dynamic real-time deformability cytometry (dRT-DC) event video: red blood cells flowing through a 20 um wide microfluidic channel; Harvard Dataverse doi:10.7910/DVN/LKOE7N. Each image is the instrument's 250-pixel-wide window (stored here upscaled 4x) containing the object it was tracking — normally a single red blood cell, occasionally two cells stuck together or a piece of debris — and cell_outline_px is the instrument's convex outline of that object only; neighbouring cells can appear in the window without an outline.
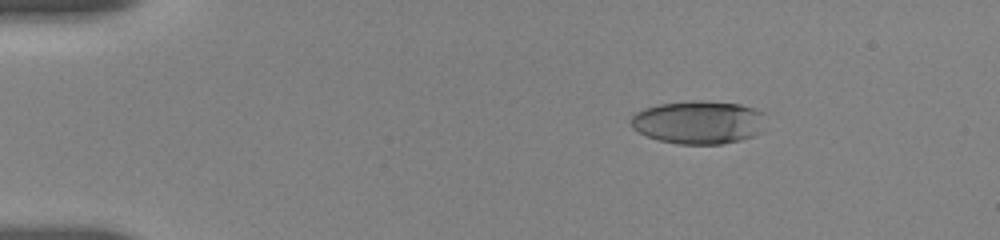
{"species": "human", "species_latin": "Homo sapiens", "temperature_condition": "room temperature", "stored_images_in_passage": 56, "camera_frame_rate_fps": 3000, "um_per_image_px": 0.085, "donor": {"sex": "female"}, "frame": {"image": 1, "passage_image": 12, "time_ms": 2.667, "image_size_px": [1000, 240], "cell_outline_px": [[764, 112], [760, 132], [752, 136], [740, 140], [720, 144], [676, 144], [660, 140], [648, 136], [632, 128], [632, 116], [636, 112], [644, 108], [660, 104], [692, 100], [700, 100], [740, 104]], "centroid_in_image_um": [59.36, 10.39], "position_along_channel_um": 25.6, "area_um2": 33.7}}
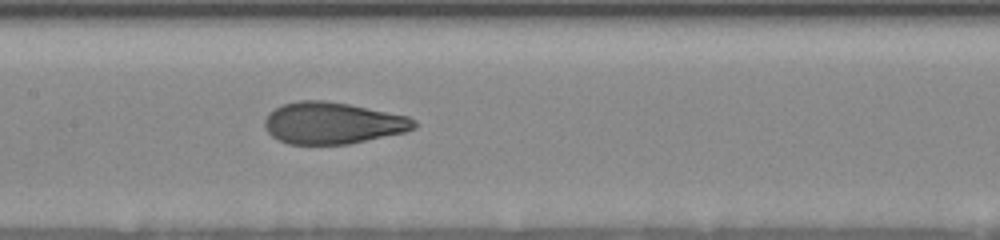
{"frame": {"image": 2, "passage_image": 36, "time_ms": 9.0, "image_size_px": [1000, 240], "cell_outline_px": [[420, 124], [416, 128], [404, 132], [348, 144], [288, 144], [272, 136], [264, 128], [264, 120], [268, 112], [284, 104], [300, 100], [324, 100], [348, 104], [408, 116], [416, 120]], "centroid_in_image_um": [28.28, 10.46], "position_along_channel_um": 179.1, "area_um2": 36.3}}
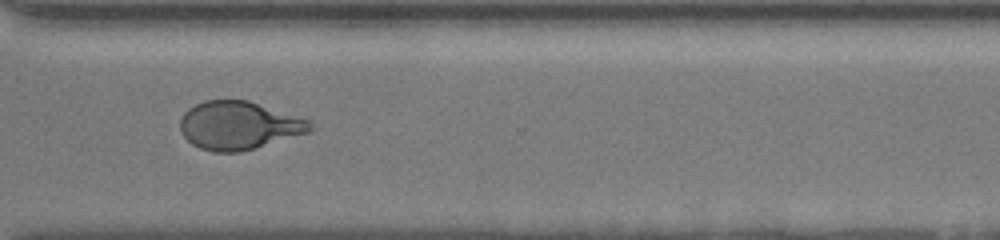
{"frame": {"image": 3, "passage_image": 55, "time_ms": 13.667, "image_size_px": [1000, 240], "cell_outline_px": [[316, 128], [308, 132], [240, 152], [212, 152], [200, 148], [192, 144], [180, 132], [180, 120], [184, 112], [188, 108], [204, 100], [248, 100], [312, 120]], "centroid_in_image_um": [20.31, 10.65], "position_along_channel_um": 350.3, "area_um2": 36.65}}